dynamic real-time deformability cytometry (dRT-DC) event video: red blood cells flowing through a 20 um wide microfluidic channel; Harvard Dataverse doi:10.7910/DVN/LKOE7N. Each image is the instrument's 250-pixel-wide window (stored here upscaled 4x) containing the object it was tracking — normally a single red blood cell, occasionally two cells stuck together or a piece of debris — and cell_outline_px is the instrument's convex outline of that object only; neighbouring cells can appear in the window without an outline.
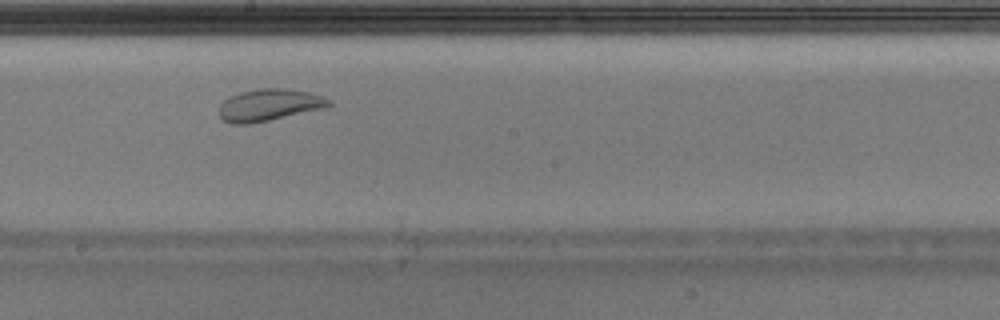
{"species": "Egyptian fruit bat (a non-hibernating species)", "species_latin": "Rousettus aegyptiacus", "temperature_condition": "warm", "stored_images_in_passage": 39, "camera_frame_rate_fps": 3000, "um_per_image_px": 0.085, "animal": {"sex": "male"}, "frame": {"image": 1, "passage_image": 17, "time_ms": 5.333, "image_size_px": [1000, 320], "cell_outline_px": [[332, 104], [328, 108], [248, 124], [232, 124], [224, 120], [220, 116], [220, 104], [228, 96], [240, 92], [264, 88], [288, 88], [308, 92], [324, 96]], "centroid_in_image_um": [22.9, 8.92], "position_along_channel_um": 225.3, "area_um2": 20.46}}
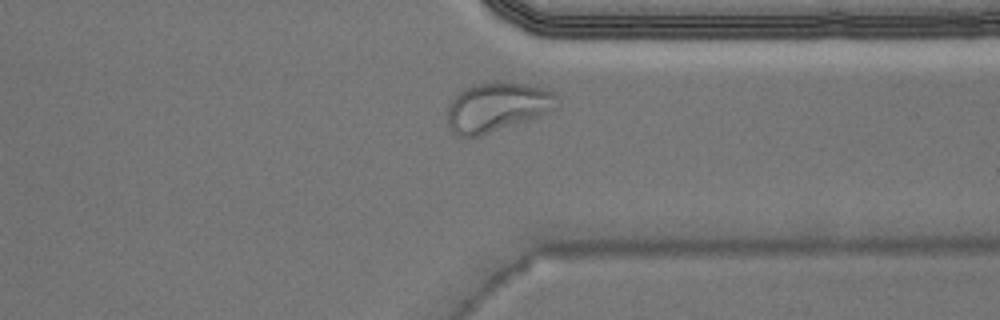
{"frame": {"image": 2, "passage_image": 28, "time_ms": 9.0, "image_size_px": [1000, 320], "cell_outline_px": [[560, 108], [540, 116], [480, 136], [464, 140], [456, 136], [448, 128], [448, 104], [464, 88], [476, 84], [524, 84], [556, 92], [560, 100]], "centroid_in_image_um": [42.27, 9.17], "position_along_channel_um": 369.1, "area_um2": 31.56}, "authors_computed_cell_mechanics": {"area_um2": 22.3686, "velocity_mm_per_s": 3.9385, "shape_relaxation_time_tau1_ms": 8.5672, "shape_relaxation_time_tau2_ms": 0.9178, "deformation_change_tau1": 0.2726, "deformation_change_tau2": 0.0569}}